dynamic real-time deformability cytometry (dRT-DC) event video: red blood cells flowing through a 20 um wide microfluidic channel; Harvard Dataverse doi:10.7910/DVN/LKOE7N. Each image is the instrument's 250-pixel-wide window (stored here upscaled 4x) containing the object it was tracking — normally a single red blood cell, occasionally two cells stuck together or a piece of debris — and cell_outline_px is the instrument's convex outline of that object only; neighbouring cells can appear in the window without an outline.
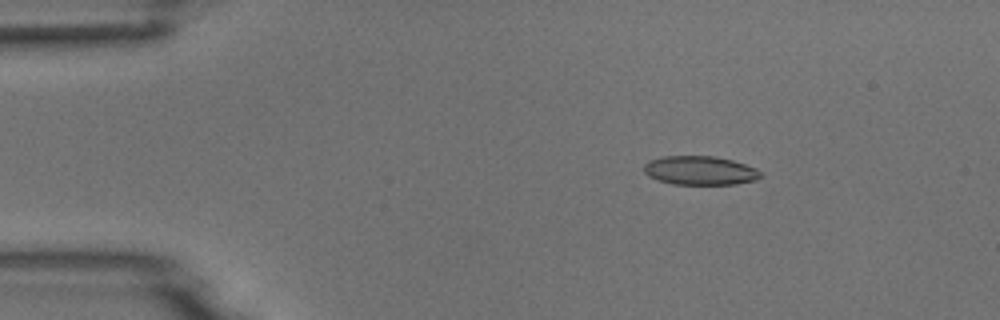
{"species": "common noctule bat (a hibernating species)", "species_latin": "Nyctalus noctula", "temperature_condition": "room temperature", "stored_images_in_passage": 4, "camera_frame_rate_fps": 3000, "um_per_image_px": 0.085, "animal": {"sex": "male", "body_mass_g": 18.8}, "frame": {"image": 1, "passage_image": 2, "time_ms": 1.0, "image_size_px": [1000, 320], "cell_outline_px": [[764, 176], [756, 180], [736, 184], [672, 184], [648, 176], [644, 172], [644, 164], [652, 160], [664, 156], [716, 156], [732, 160], [756, 168]], "centroid_in_image_um": [59.54, 14.49], "position_along_channel_um": 25.5, "area_um2": 19.59}}